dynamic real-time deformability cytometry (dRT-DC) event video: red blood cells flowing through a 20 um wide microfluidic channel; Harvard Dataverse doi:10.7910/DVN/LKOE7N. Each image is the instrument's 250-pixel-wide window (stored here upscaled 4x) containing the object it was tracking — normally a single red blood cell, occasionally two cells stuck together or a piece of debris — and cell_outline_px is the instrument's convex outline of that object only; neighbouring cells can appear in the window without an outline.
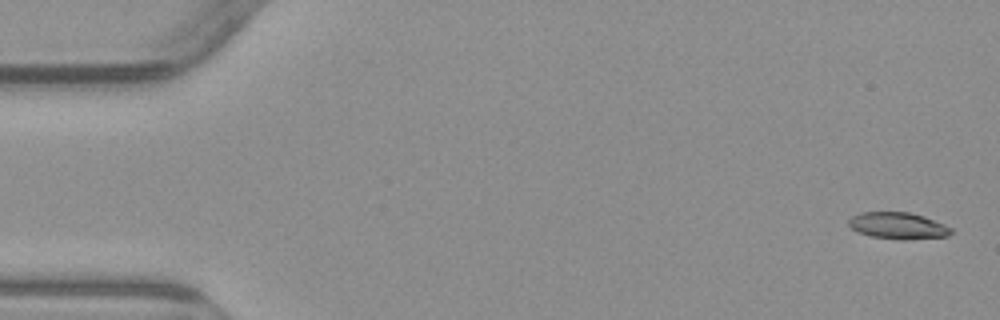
{"species": "common noctule bat (a hibernating species)", "species_latin": "Nyctalus noctula", "temperature_condition": "warm", "stored_images_in_passage": 5, "camera_frame_rate_fps": 3000, "um_per_image_px": 0.085, "animal": {"sex": "male", "body_mass_g": 23.1, "forearm_length_mm": 52.7}, "frame": {"image": 1, "passage_image": 1, "time_ms": 0.0, "image_size_px": [1000, 320], "cell_outline_px": [[952, 232], [948, 236], [908, 240], [900, 240], [872, 236], [856, 232], [848, 224], [848, 220], [852, 216], [860, 212], [908, 212], [924, 216], [944, 224], [952, 228]], "centroid_in_image_um": [76.33, 19.19], "position_along_channel_um": 8.7, "area_um2": 16.01}}
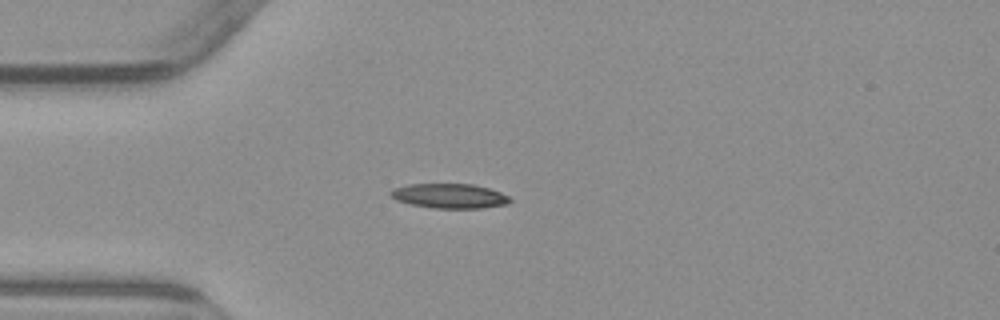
{"frame": {"image": 2, "passage_image": 5, "time_ms": 4.333, "image_size_px": [1000, 320], "cell_outline_px": [[512, 200], [508, 204], [480, 208], [436, 208], [412, 204], [396, 200], [388, 192], [392, 188], [408, 184], [472, 184], [488, 188], [500, 192], [508, 196]], "centroid_in_image_um": [38.2, 16.65], "position_along_channel_um": 46.8, "area_um2": 17.05}}